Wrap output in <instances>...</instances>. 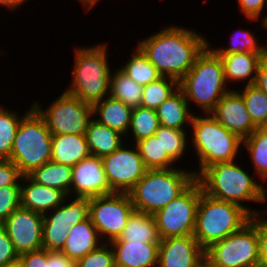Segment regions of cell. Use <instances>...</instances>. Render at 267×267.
I'll return each instance as SVG.
<instances>
[{"instance_id":"obj_1","label":"cell","mask_w":267,"mask_h":267,"mask_svg":"<svg viewBox=\"0 0 267 267\" xmlns=\"http://www.w3.org/2000/svg\"><path fill=\"white\" fill-rule=\"evenodd\" d=\"M194 29L180 25L163 27L152 36L137 41V46L156 67L161 76L178 82L194 65L197 56L210 43Z\"/></svg>"},{"instance_id":"obj_2","label":"cell","mask_w":267,"mask_h":267,"mask_svg":"<svg viewBox=\"0 0 267 267\" xmlns=\"http://www.w3.org/2000/svg\"><path fill=\"white\" fill-rule=\"evenodd\" d=\"M234 161L218 162L205 168L196 179L205 194L219 200L236 203L245 208L253 217L260 212L243 202H267V187L250 176L248 171ZM261 183V184H260Z\"/></svg>"},{"instance_id":"obj_3","label":"cell","mask_w":267,"mask_h":267,"mask_svg":"<svg viewBox=\"0 0 267 267\" xmlns=\"http://www.w3.org/2000/svg\"><path fill=\"white\" fill-rule=\"evenodd\" d=\"M107 44L75 49L72 82L65 88L66 93L92 106L109 96L112 69Z\"/></svg>"},{"instance_id":"obj_4","label":"cell","mask_w":267,"mask_h":267,"mask_svg":"<svg viewBox=\"0 0 267 267\" xmlns=\"http://www.w3.org/2000/svg\"><path fill=\"white\" fill-rule=\"evenodd\" d=\"M208 44L195 59L194 65L179 81L190 107L195 103L203 113H210L220 99L231 89L227 88L221 57Z\"/></svg>"},{"instance_id":"obj_5","label":"cell","mask_w":267,"mask_h":267,"mask_svg":"<svg viewBox=\"0 0 267 267\" xmlns=\"http://www.w3.org/2000/svg\"><path fill=\"white\" fill-rule=\"evenodd\" d=\"M189 128L193 131L190 145H193L199 161V170H192L196 177L212 164L234 161L243 151L242 139L227 130L210 113H203V116L194 113Z\"/></svg>"},{"instance_id":"obj_6","label":"cell","mask_w":267,"mask_h":267,"mask_svg":"<svg viewBox=\"0 0 267 267\" xmlns=\"http://www.w3.org/2000/svg\"><path fill=\"white\" fill-rule=\"evenodd\" d=\"M195 180L196 176L190 169L147 170L128 194L136 211L153 215L181 195Z\"/></svg>"},{"instance_id":"obj_7","label":"cell","mask_w":267,"mask_h":267,"mask_svg":"<svg viewBox=\"0 0 267 267\" xmlns=\"http://www.w3.org/2000/svg\"><path fill=\"white\" fill-rule=\"evenodd\" d=\"M252 217L242 206L215 199L202 191L197 207L193 237L206 250L213 243L240 230Z\"/></svg>"},{"instance_id":"obj_8","label":"cell","mask_w":267,"mask_h":267,"mask_svg":"<svg viewBox=\"0 0 267 267\" xmlns=\"http://www.w3.org/2000/svg\"><path fill=\"white\" fill-rule=\"evenodd\" d=\"M52 134L45 119L30 106L17 128L10 160L23 176L51 161Z\"/></svg>"},{"instance_id":"obj_9","label":"cell","mask_w":267,"mask_h":267,"mask_svg":"<svg viewBox=\"0 0 267 267\" xmlns=\"http://www.w3.org/2000/svg\"><path fill=\"white\" fill-rule=\"evenodd\" d=\"M215 267H258V216L205 250Z\"/></svg>"},{"instance_id":"obj_10","label":"cell","mask_w":267,"mask_h":267,"mask_svg":"<svg viewBox=\"0 0 267 267\" xmlns=\"http://www.w3.org/2000/svg\"><path fill=\"white\" fill-rule=\"evenodd\" d=\"M45 119L49 131L56 134L85 135L93 118L92 105L63 91L46 109L38 101L31 103Z\"/></svg>"},{"instance_id":"obj_11","label":"cell","mask_w":267,"mask_h":267,"mask_svg":"<svg viewBox=\"0 0 267 267\" xmlns=\"http://www.w3.org/2000/svg\"><path fill=\"white\" fill-rule=\"evenodd\" d=\"M202 191L196 179L181 195L153 214L161 239L193 235Z\"/></svg>"},{"instance_id":"obj_12","label":"cell","mask_w":267,"mask_h":267,"mask_svg":"<svg viewBox=\"0 0 267 267\" xmlns=\"http://www.w3.org/2000/svg\"><path fill=\"white\" fill-rule=\"evenodd\" d=\"M128 193H112L90 198L89 217L103 242L117 239L134 211Z\"/></svg>"},{"instance_id":"obj_13","label":"cell","mask_w":267,"mask_h":267,"mask_svg":"<svg viewBox=\"0 0 267 267\" xmlns=\"http://www.w3.org/2000/svg\"><path fill=\"white\" fill-rule=\"evenodd\" d=\"M70 197L72 196L66 195L60 206L43 215V249L61 251L69 229L89 217L90 198Z\"/></svg>"},{"instance_id":"obj_14","label":"cell","mask_w":267,"mask_h":267,"mask_svg":"<svg viewBox=\"0 0 267 267\" xmlns=\"http://www.w3.org/2000/svg\"><path fill=\"white\" fill-rule=\"evenodd\" d=\"M125 143L110 155L102 158L103 168L110 189L116 193H128L147 172L138 148Z\"/></svg>"},{"instance_id":"obj_15","label":"cell","mask_w":267,"mask_h":267,"mask_svg":"<svg viewBox=\"0 0 267 267\" xmlns=\"http://www.w3.org/2000/svg\"><path fill=\"white\" fill-rule=\"evenodd\" d=\"M18 255L43 249V215L17 208L3 223Z\"/></svg>"},{"instance_id":"obj_16","label":"cell","mask_w":267,"mask_h":267,"mask_svg":"<svg viewBox=\"0 0 267 267\" xmlns=\"http://www.w3.org/2000/svg\"><path fill=\"white\" fill-rule=\"evenodd\" d=\"M112 193L114 192L107 182L102 158L90 155L72 167L70 196L92 198Z\"/></svg>"},{"instance_id":"obj_17","label":"cell","mask_w":267,"mask_h":267,"mask_svg":"<svg viewBox=\"0 0 267 267\" xmlns=\"http://www.w3.org/2000/svg\"><path fill=\"white\" fill-rule=\"evenodd\" d=\"M210 114L227 130L241 139L248 137L257 128L250 119L242 95L234 88L227 92Z\"/></svg>"},{"instance_id":"obj_18","label":"cell","mask_w":267,"mask_h":267,"mask_svg":"<svg viewBox=\"0 0 267 267\" xmlns=\"http://www.w3.org/2000/svg\"><path fill=\"white\" fill-rule=\"evenodd\" d=\"M205 250L193 235L161 239L157 267H195Z\"/></svg>"},{"instance_id":"obj_19","label":"cell","mask_w":267,"mask_h":267,"mask_svg":"<svg viewBox=\"0 0 267 267\" xmlns=\"http://www.w3.org/2000/svg\"><path fill=\"white\" fill-rule=\"evenodd\" d=\"M65 196L62 191L39 184L28 175L21 179L20 200L22 208L44 215L60 206Z\"/></svg>"},{"instance_id":"obj_20","label":"cell","mask_w":267,"mask_h":267,"mask_svg":"<svg viewBox=\"0 0 267 267\" xmlns=\"http://www.w3.org/2000/svg\"><path fill=\"white\" fill-rule=\"evenodd\" d=\"M115 267H157L159 243L111 241Z\"/></svg>"},{"instance_id":"obj_21","label":"cell","mask_w":267,"mask_h":267,"mask_svg":"<svg viewBox=\"0 0 267 267\" xmlns=\"http://www.w3.org/2000/svg\"><path fill=\"white\" fill-rule=\"evenodd\" d=\"M103 241L90 217L69 229L67 239L61 250L68 258L77 261L98 248Z\"/></svg>"},{"instance_id":"obj_22","label":"cell","mask_w":267,"mask_h":267,"mask_svg":"<svg viewBox=\"0 0 267 267\" xmlns=\"http://www.w3.org/2000/svg\"><path fill=\"white\" fill-rule=\"evenodd\" d=\"M223 63L225 80L230 82L246 81V85L254 84L261 60L267 53L241 52L218 54Z\"/></svg>"},{"instance_id":"obj_23","label":"cell","mask_w":267,"mask_h":267,"mask_svg":"<svg viewBox=\"0 0 267 267\" xmlns=\"http://www.w3.org/2000/svg\"><path fill=\"white\" fill-rule=\"evenodd\" d=\"M51 161L73 167L82 159L90 156L85 135H52Z\"/></svg>"},{"instance_id":"obj_24","label":"cell","mask_w":267,"mask_h":267,"mask_svg":"<svg viewBox=\"0 0 267 267\" xmlns=\"http://www.w3.org/2000/svg\"><path fill=\"white\" fill-rule=\"evenodd\" d=\"M93 117L96 121L116 130L125 137L131 125V113L133 108L110 95L92 106Z\"/></svg>"},{"instance_id":"obj_25","label":"cell","mask_w":267,"mask_h":267,"mask_svg":"<svg viewBox=\"0 0 267 267\" xmlns=\"http://www.w3.org/2000/svg\"><path fill=\"white\" fill-rule=\"evenodd\" d=\"M156 113L160 126L187 131L185 128L191 125L194 112L190 110L184 92L178 88L156 109Z\"/></svg>"},{"instance_id":"obj_26","label":"cell","mask_w":267,"mask_h":267,"mask_svg":"<svg viewBox=\"0 0 267 267\" xmlns=\"http://www.w3.org/2000/svg\"><path fill=\"white\" fill-rule=\"evenodd\" d=\"M85 137L90 154L100 158L110 155L126 142L124 135L99 123L94 117L89 122Z\"/></svg>"},{"instance_id":"obj_27","label":"cell","mask_w":267,"mask_h":267,"mask_svg":"<svg viewBox=\"0 0 267 267\" xmlns=\"http://www.w3.org/2000/svg\"><path fill=\"white\" fill-rule=\"evenodd\" d=\"M160 240L154 216L134 210L122 234L112 241L159 243Z\"/></svg>"},{"instance_id":"obj_28","label":"cell","mask_w":267,"mask_h":267,"mask_svg":"<svg viewBox=\"0 0 267 267\" xmlns=\"http://www.w3.org/2000/svg\"><path fill=\"white\" fill-rule=\"evenodd\" d=\"M28 176L35 182L70 195L72 167L48 161L34 169Z\"/></svg>"},{"instance_id":"obj_29","label":"cell","mask_w":267,"mask_h":267,"mask_svg":"<svg viewBox=\"0 0 267 267\" xmlns=\"http://www.w3.org/2000/svg\"><path fill=\"white\" fill-rule=\"evenodd\" d=\"M246 149H245V148ZM242 149L247 150L258 181L267 180V126L258 127L248 137L242 139Z\"/></svg>"},{"instance_id":"obj_30","label":"cell","mask_w":267,"mask_h":267,"mask_svg":"<svg viewBox=\"0 0 267 267\" xmlns=\"http://www.w3.org/2000/svg\"><path fill=\"white\" fill-rule=\"evenodd\" d=\"M148 170L170 169L176 162L163 150L161 135H152L135 143Z\"/></svg>"},{"instance_id":"obj_31","label":"cell","mask_w":267,"mask_h":267,"mask_svg":"<svg viewBox=\"0 0 267 267\" xmlns=\"http://www.w3.org/2000/svg\"><path fill=\"white\" fill-rule=\"evenodd\" d=\"M143 86L137 84L119 68L113 69L110 77L109 95L132 108L141 106Z\"/></svg>"},{"instance_id":"obj_32","label":"cell","mask_w":267,"mask_h":267,"mask_svg":"<svg viewBox=\"0 0 267 267\" xmlns=\"http://www.w3.org/2000/svg\"><path fill=\"white\" fill-rule=\"evenodd\" d=\"M131 57L119 69L137 84L145 86L161 78V74L136 46Z\"/></svg>"},{"instance_id":"obj_33","label":"cell","mask_w":267,"mask_h":267,"mask_svg":"<svg viewBox=\"0 0 267 267\" xmlns=\"http://www.w3.org/2000/svg\"><path fill=\"white\" fill-rule=\"evenodd\" d=\"M237 91L242 95L250 119L256 128L267 126V95L254 84Z\"/></svg>"},{"instance_id":"obj_34","label":"cell","mask_w":267,"mask_h":267,"mask_svg":"<svg viewBox=\"0 0 267 267\" xmlns=\"http://www.w3.org/2000/svg\"><path fill=\"white\" fill-rule=\"evenodd\" d=\"M159 127L160 122L156 110L142 106L135 107L131 113V125L127 137L132 135L135 144L141 139L155 135Z\"/></svg>"},{"instance_id":"obj_35","label":"cell","mask_w":267,"mask_h":267,"mask_svg":"<svg viewBox=\"0 0 267 267\" xmlns=\"http://www.w3.org/2000/svg\"><path fill=\"white\" fill-rule=\"evenodd\" d=\"M178 88L179 82L176 79L162 76L156 81L143 86L141 106L156 110Z\"/></svg>"},{"instance_id":"obj_36","label":"cell","mask_w":267,"mask_h":267,"mask_svg":"<svg viewBox=\"0 0 267 267\" xmlns=\"http://www.w3.org/2000/svg\"><path fill=\"white\" fill-rule=\"evenodd\" d=\"M25 115L18 116L17 111L0 105V160H10L15 134Z\"/></svg>"},{"instance_id":"obj_37","label":"cell","mask_w":267,"mask_h":267,"mask_svg":"<svg viewBox=\"0 0 267 267\" xmlns=\"http://www.w3.org/2000/svg\"><path fill=\"white\" fill-rule=\"evenodd\" d=\"M231 35L229 47H211L217 54H232L241 52L267 53V44L258 43L256 37L250 30L239 29Z\"/></svg>"},{"instance_id":"obj_38","label":"cell","mask_w":267,"mask_h":267,"mask_svg":"<svg viewBox=\"0 0 267 267\" xmlns=\"http://www.w3.org/2000/svg\"><path fill=\"white\" fill-rule=\"evenodd\" d=\"M187 132L188 131L160 126L155 133V135H161L163 150H166L168 155L175 162L182 159L183 155H186L185 152L187 148H189L188 145L190 142L188 141L190 139L187 138V135H189Z\"/></svg>"},{"instance_id":"obj_39","label":"cell","mask_w":267,"mask_h":267,"mask_svg":"<svg viewBox=\"0 0 267 267\" xmlns=\"http://www.w3.org/2000/svg\"><path fill=\"white\" fill-rule=\"evenodd\" d=\"M76 267H115L114 252L109 243H102L76 261Z\"/></svg>"},{"instance_id":"obj_40","label":"cell","mask_w":267,"mask_h":267,"mask_svg":"<svg viewBox=\"0 0 267 267\" xmlns=\"http://www.w3.org/2000/svg\"><path fill=\"white\" fill-rule=\"evenodd\" d=\"M19 207H21L20 186L1 187L0 224H2Z\"/></svg>"},{"instance_id":"obj_41","label":"cell","mask_w":267,"mask_h":267,"mask_svg":"<svg viewBox=\"0 0 267 267\" xmlns=\"http://www.w3.org/2000/svg\"><path fill=\"white\" fill-rule=\"evenodd\" d=\"M240 13L249 21H261L263 29H267V15L264 14L267 8V0H238ZM263 14L264 16H262Z\"/></svg>"},{"instance_id":"obj_42","label":"cell","mask_w":267,"mask_h":267,"mask_svg":"<svg viewBox=\"0 0 267 267\" xmlns=\"http://www.w3.org/2000/svg\"><path fill=\"white\" fill-rule=\"evenodd\" d=\"M23 175L11 160H0V188L4 186H21Z\"/></svg>"},{"instance_id":"obj_43","label":"cell","mask_w":267,"mask_h":267,"mask_svg":"<svg viewBox=\"0 0 267 267\" xmlns=\"http://www.w3.org/2000/svg\"><path fill=\"white\" fill-rule=\"evenodd\" d=\"M19 257L14 244L7 235L5 227L0 224V267L5 266Z\"/></svg>"},{"instance_id":"obj_44","label":"cell","mask_w":267,"mask_h":267,"mask_svg":"<svg viewBox=\"0 0 267 267\" xmlns=\"http://www.w3.org/2000/svg\"><path fill=\"white\" fill-rule=\"evenodd\" d=\"M258 267H267V220L263 216H258Z\"/></svg>"},{"instance_id":"obj_45","label":"cell","mask_w":267,"mask_h":267,"mask_svg":"<svg viewBox=\"0 0 267 267\" xmlns=\"http://www.w3.org/2000/svg\"><path fill=\"white\" fill-rule=\"evenodd\" d=\"M23 267H47V250L40 249L19 255Z\"/></svg>"},{"instance_id":"obj_46","label":"cell","mask_w":267,"mask_h":267,"mask_svg":"<svg viewBox=\"0 0 267 267\" xmlns=\"http://www.w3.org/2000/svg\"><path fill=\"white\" fill-rule=\"evenodd\" d=\"M47 267H76V261L68 258L61 251L47 250Z\"/></svg>"},{"instance_id":"obj_47","label":"cell","mask_w":267,"mask_h":267,"mask_svg":"<svg viewBox=\"0 0 267 267\" xmlns=\"http://www.w3.org/2000/svg\"><path fill=\"white\" fill-rule=\"evenodd\" d=\"M254 85L260 88L267 95V55L259 64Z\"/></svg>"},{"instance_id":"obj_48","label":"cell","mask_w":267,"mask_h":267,"mask_svg":"<svg viewBox=\"0 0 267 267\" xmlns=\"http://www.w3.org/2000/svg\"><path fill=\"white\" fill-rule=\"evenodd\" d=\"M26 1L28 0H0V6L7 8V10L9 9L10 11H16L15 9L19 6L21 7L22 4L24 5Z\"/></svg>"},{"instance_id":"obj_49","label":"cell","mask_w":267,"mask_h":267,"mask_svg":"<svg viewBox=\"0 0 267 267\" xmlns=\"http://www.w3.org/2000/svg\"><path fill=\"white\" fill-rule=\"evenodd\" d=\"M78 1L82 4V6L84 5L83 6L84 10L87 9L86 10L87 12L93 9L99 0H78Z\"/></svg>"},{"instance_id":"obj_50","label":"cell","mask_w":267,"mask_h":267,"mask_svg":"<svg viewBox=\"0 0 267 267\" xmlns=\"http://www.w3.org/2000/svg\"><path fill=\"white\" fill-rule=\"evenodd\" d=\"M3 267H23V263L21 261V259L18 257L17 259L8 262L5 266Z\"/></svg>"},{"instance_id":"obj_51","label":"cell","mask_w":267,"mask_h":267,"mask_svg":"<svg viewBox=\"0 0 267 267\" xmlns=\"http://www.w3.org/2000/svg\"><path fill=\"white\" fill-rule=\"evenodd\" d=\"M195 267H215L211 264V262L204 257L203 259L200 260V262H198V264Z\"/></svg>"}]
</instances>
